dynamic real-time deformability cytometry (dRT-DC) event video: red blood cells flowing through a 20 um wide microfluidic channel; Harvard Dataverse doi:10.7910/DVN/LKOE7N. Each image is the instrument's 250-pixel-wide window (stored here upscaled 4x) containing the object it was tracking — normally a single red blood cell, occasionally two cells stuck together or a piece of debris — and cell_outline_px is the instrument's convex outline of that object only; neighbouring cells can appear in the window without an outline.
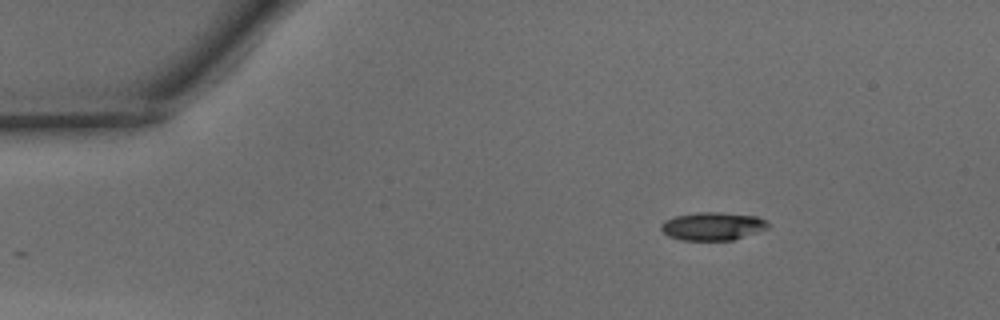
{"species": "common noctule bat (a hibernating species)", "species_latin": "Nyctalus noctula", "temperature_condition": "warm", "stored_images_in_passage": 42, "camera_frame_rate_fps": 3000, "um_per_image_px": 0.085, "animal": {"sex": "male", "body_mass_g": 15.6}, "frame": {"image": 1, "passage_image": 1, "time_ms": 0.0, "image_size_px": [1000, 320], "cell_outline_px": [[768, 228], [732, 240], [680, 240], [668, 236], [660, 228], [660, 224], [664, 220], [676, 216], [696, 212], [720, 212], [756, 216], [764, 220], [768, 224]], "centroid_in_image_um": [60.52, 19.22], "position_along_channel_um": 24.5, "area_um2": 17.4}}
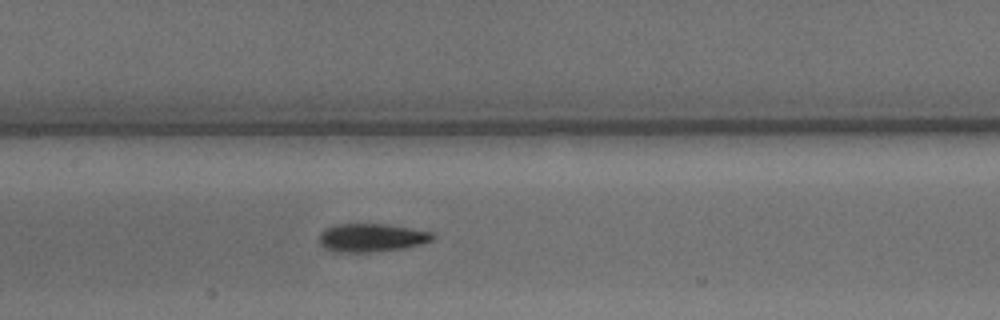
{"frame": {"image": 2, "passage_image": 17, "time_ms": 5.333, "image_size_px": [1000, 320], "cell_outline_px": [[436, 236], [432, 240], [424, 244], [404, 248], [368, 252], [340, 252], [324, 248], [320, 244], [320, 232], [324, 228], [336, 224], [388, 224], [432, 232]], "centroid_in_image_um": [31.6, 20.19], "position_along_channel_um": 175.8, "area_um2": 18.79}}
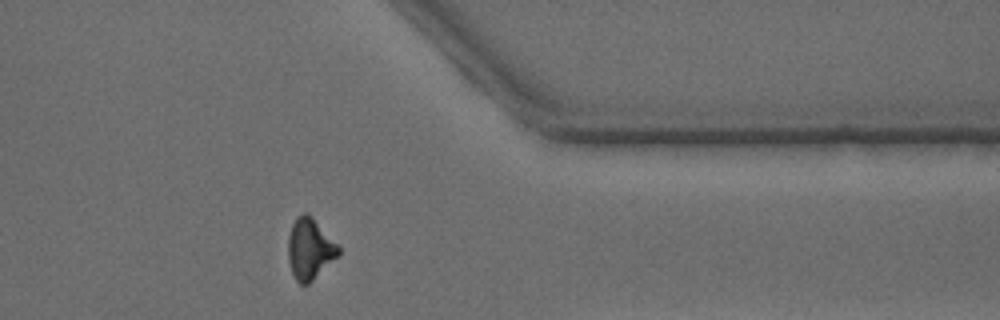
{"frame": {"image": 3, "passage_image": 33, "time_ms": 10.667, "image_size_px": [1000, 320], "cell_outline_px": [[340, 256], [308, 284], [300, 284], [296, 280], [292, 272], [288, 260], [288, 236], [292, 224], [296, 216], [304, 212], [308, 212], [312, 216], [340, 248]], "centroid_in_image_um": [26.33, 21.15], "position_along_channel_um": 385.1, "area_um2": 18.03}, "authors_computed_cell_mechanics": {"area_um2": 17.9469, "velocity_mm_per_s": 4.1737, "shape_relaxation_time_tau1_ms": 3.9895, "shape_relaxation_time_tau2_ms": 4.8548, "deformation_change_tau1": 0.156, "deformation_change_tau2": 0.1479}}